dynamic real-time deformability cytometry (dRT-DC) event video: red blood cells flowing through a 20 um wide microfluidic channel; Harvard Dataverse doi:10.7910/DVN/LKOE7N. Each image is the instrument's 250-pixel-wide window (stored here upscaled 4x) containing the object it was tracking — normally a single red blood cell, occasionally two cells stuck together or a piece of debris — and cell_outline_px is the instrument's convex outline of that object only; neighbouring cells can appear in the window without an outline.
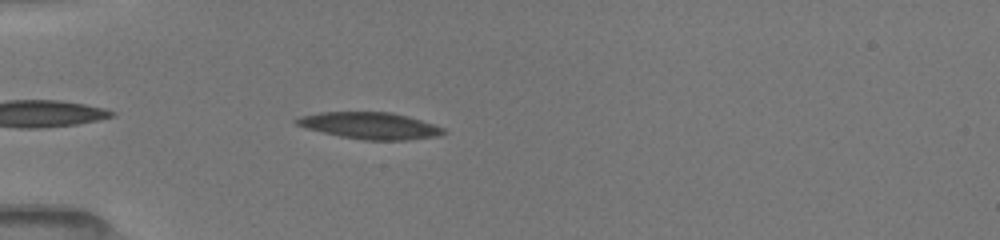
{"species": "common noctule bat (a hibernating species)", "species_latin": "Nyctalus noctula", "temperature_condition": "room temperature", "stored_images_in_passage": 6, "camera_frame_rate_fps": 3000, "um_per_image_px": 0.085, "animal": {"sex": "female", "body_mass_g": 19.5, "forearm_length_mm": 54.1}, "frame": {"image": 1, "passage_image": 4, "time_ms": 1.0, "image_size_px": [1000, 240], "cell_outline_px": [[444, 132], [436, 136], [408, 140], [364, 140], [340, 136], [308, 128], [296, 124], [292, 120], [300, 116], [320, 112], [392, 112], [408, 116], [444, 128]], "centroid_in_image_um": [31.42, 10.67], "position_along_channel_um": 53.6, "area_um2": 22.6}}